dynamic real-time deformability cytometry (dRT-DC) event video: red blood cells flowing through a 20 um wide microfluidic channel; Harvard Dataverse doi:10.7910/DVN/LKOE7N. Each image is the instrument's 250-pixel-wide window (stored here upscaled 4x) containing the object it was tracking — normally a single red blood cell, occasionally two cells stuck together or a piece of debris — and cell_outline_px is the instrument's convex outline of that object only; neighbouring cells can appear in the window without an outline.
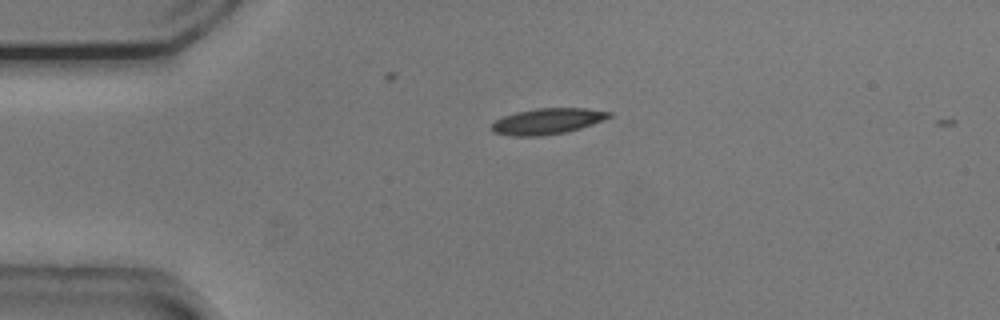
{"species": "common noctule bat (a hibernating species)", "species_latin": "Nyctalus noctula", "temperature_condition": "cold", "stored_images_in_passage": 3, "camera_frame_rate_fps": 3000, "um_per_image_px": 0.085, "animal": {"sex": "male", "body_mass_g": 20.5, "forearm_length_mm": 52.5}, "frame": {"image": 1, "passage_image": 1, "time_ms": 0.0, "image_size_px": [1000, 320], "cell_outline_px": [[612, 116], [592, 124], [580, 128], [564, 132], [544, 136], [512, 136], [492, 132], [492, 124], [496, 120], [504, 116], [516, 112], [536, 108], [584, 108], [612, 112]], "centroid_in_image_um": [46.51, 10.3], "position_along_channel_um": 38.5, "area_um2": 17.63}}